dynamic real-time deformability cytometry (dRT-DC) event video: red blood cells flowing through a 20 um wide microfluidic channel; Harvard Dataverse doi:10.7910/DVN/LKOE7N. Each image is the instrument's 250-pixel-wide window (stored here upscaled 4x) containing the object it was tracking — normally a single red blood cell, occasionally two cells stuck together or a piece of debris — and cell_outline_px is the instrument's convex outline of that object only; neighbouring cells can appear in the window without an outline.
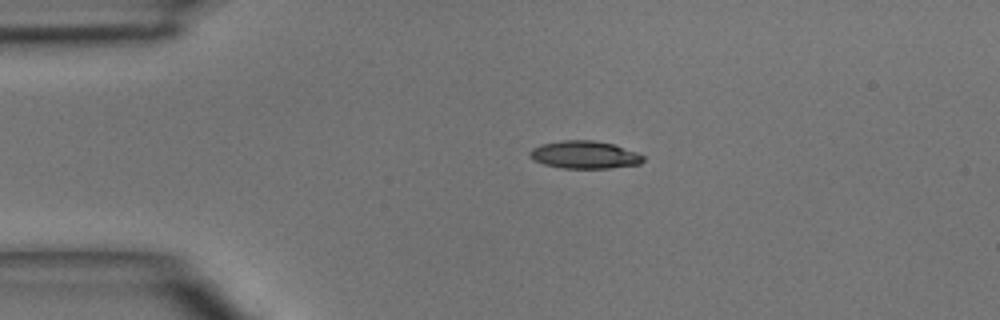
{"species": "common noctule bat (a hibernating species)", "species_latin": "Nyctalus noctula", "temperature_condition": "room temperature", "stored_images_in_passage": 3, "camera_frame_rate_fps": 3000, "um_per_image_px": 0.085, "animal": {"sex": "male", "body_mass_g": 15.6}, "frame": {"image": 1, "passage_image": 2, "time_ms": 1.0, "image_size_px": [1000, 320], "cell_outline_px": [[644, 160], [640, 164], [608, 168], [564, 168], [544, 164], [528, 156], [528, 152], [532, 148], [540, 144], [560, 140], [592, 140], [612, 144], [636, 152], [644, 156]], "centroid_in_image_um": [49.66, 13.15], "position_along_channel_um": 35.3, "area_um2": 18.21}}